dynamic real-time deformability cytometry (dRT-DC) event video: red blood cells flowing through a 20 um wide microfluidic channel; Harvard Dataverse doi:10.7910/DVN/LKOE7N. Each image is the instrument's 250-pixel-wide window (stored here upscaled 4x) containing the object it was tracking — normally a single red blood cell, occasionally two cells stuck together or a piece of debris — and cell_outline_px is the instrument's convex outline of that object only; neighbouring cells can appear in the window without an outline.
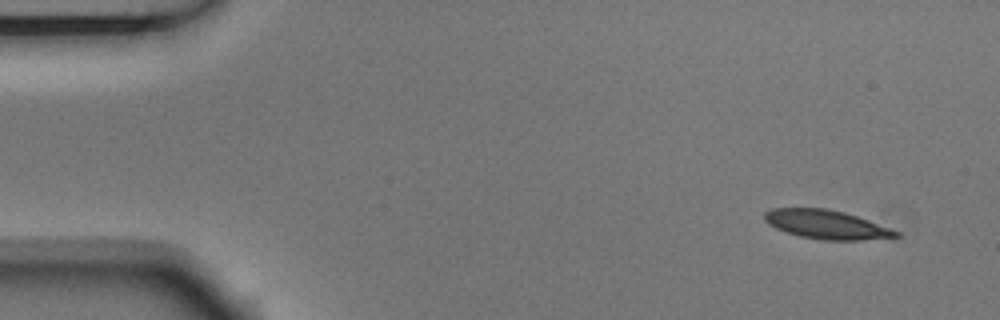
{"species": "Egyptian fruit bat (a non-hibernating species)", "species_latin": "Rousettus aegyptiacus", "temperature_condition": "room temperature", "stored_images_in_passage": 3, "camera_frame_rate_fps": 3000, "um_per_image_px": 0.085, "animal": {"sex": "male"}, "frame": {"image": 1, "passage_image": 1, "time_ms": 0.0, "image_size_px": [1000, 320], "cell_outline_px": [[900, 236], [864, 240], [820, 240], [800, 236], [776, 228], [768, 224], [764, 220], [764, 212], [772, 208], [828, 208], [844, 212], [868, 220], [900, 232]], "centroid_in_image_um": [70.22, 19.08], "position_along_channel_um": 14.8, "area_um2": 22.02}}
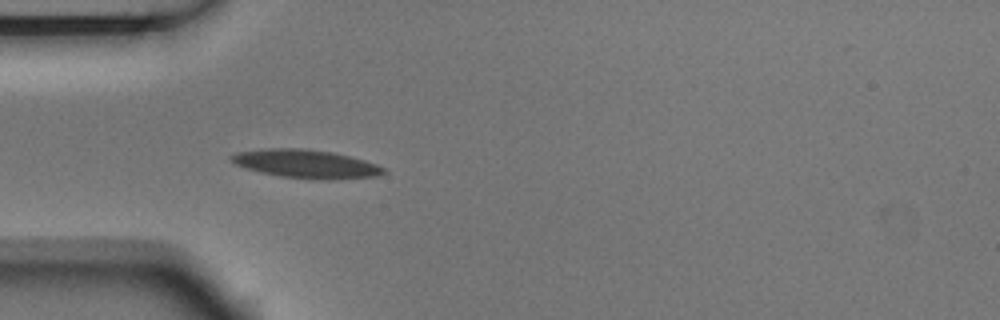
{"frame": {"image": 2, "passage_image": 3, "time_ms": 0.667, "image_size_px": [1000, 320], "cell_outline_px": [[388, 172], [376, 176], [332, 180], [312, 180], [280, 176], [260, 172], [244, 168], [228, 160], [228, 156], [240, 152], [268, 148], [300, 148], [332, 152], [364, 160], [376, 164], [384, 168]], "centroid_in_image_um": [26.0, 13.94], "position_along_channel_um": 59.0, "area_um2": 25.37}}